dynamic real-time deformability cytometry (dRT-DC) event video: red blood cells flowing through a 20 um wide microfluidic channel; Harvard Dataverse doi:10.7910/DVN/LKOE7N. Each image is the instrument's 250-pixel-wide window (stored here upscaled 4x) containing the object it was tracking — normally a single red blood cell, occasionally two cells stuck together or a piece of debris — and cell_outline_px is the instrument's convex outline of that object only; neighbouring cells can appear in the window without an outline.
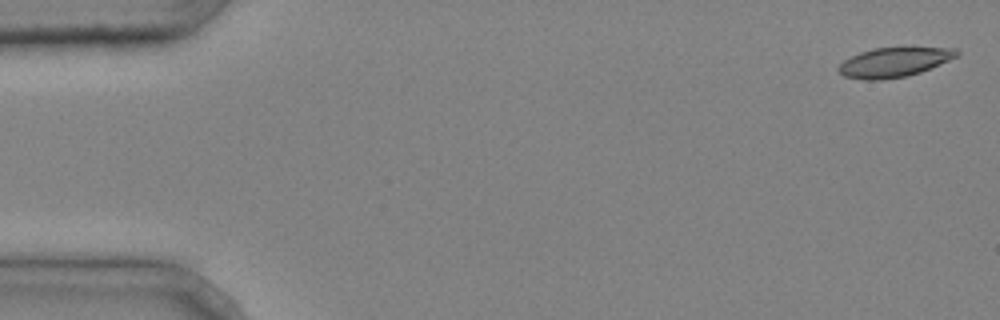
{"species": "common noctule bat (a hibernating species)", "species_latin": "Nyctalus noctula", "temperature_condition": "cold", "stored_images_in_passage": 6, "camera_frame_rate_fps": 3000, "um_per_image_px": 0.085, "animal": {"sex": "male", "body_mass_g": 20.4}, "frame": {"image": 1, "passage_image": 1, "time_ms": 0.0, "image_size_px": [1000, 320], "cell_outline_px": [[960, 52], [956, 56], [940, 64], [920, 72], [908, 76], [880, 80], [864, 80], [844, 76], [836, 68], [844, 60], [860, 52], [876, 48], [956, 48]], "centroid_in_image_um": [75.97, 5.3], "position_along_channel_um": 9.0, "area_um2": 20.06}}